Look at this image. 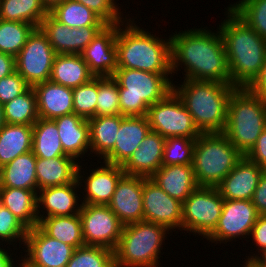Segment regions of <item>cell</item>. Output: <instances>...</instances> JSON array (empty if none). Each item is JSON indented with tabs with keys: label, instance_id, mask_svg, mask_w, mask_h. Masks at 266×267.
Segmentation results:
<instances>
[{
	"label": "cell",
	"instance_id": "cell-19",
	"mask_svg": "<svg viewBox=\"0 0 266 267\" xmlns=\"http://www.w3.org/2000/svg\"><path fill=\"white\" fill-rule=\"evenodd\" d=\"M108 206L123 225L143 221V177L124 174Z\"/></svg>",
	"mask_w": 266,
	"mask_h": 267
},
{
	"label": "cell",
	"instance_id": "cell-9",
	"mask_svg": "<svg viewBox=\"0 0 266 267\" xmlns=\"http://www.w3.org/2000/svg\"><path fill=\"white\" fill-rule=\"evenodd\" d=\"M223 203L216 187L199 186L182 204V231L205 239L215 229Z\"/></svg>",
	"mask_w": 266,
	"mask_h": 267
},
{
	"label": "cell",
	"instance_id": "cell-17",
	"mask_svg": "<svg viewBox=\"0 0 266 267\" xmlns=\"http://www.w3.org/2000/svg\"><path fill=\"white\" fill-rule=\"evenodd\" d=\"M105 26L71 28L60 23L50 13L41 21L39 29L57 54H81Z\"/></svg>",
	"mask_w": 266,
	"mask_h": 267
},
{
	"label": "cell",
	"instance_id": "cell-2",
	"mask_svg": "<svg viewBox=\"0 0 266 267\" xmlns=\"http://www.w3.org/2000/svg\"><path fill=\"white\" fill-rule=\"evenodd\" d=\"M219 24L228 59L231 85L247 88L259 75L266 56V39L260 37L229 7Z\"/></svg>",
	"mask_w": 266,
	"mask_h": 267
},
{
	"label": "cell",
	"instance_id": "cell-37",
	"mask_svg": "<svg viewBox=\"0 0 266 267\" xmlns=\"http://www.w3.org/2000/svg\"><path fill=\"white\" fill-rule=\"evenodd\" d=\"M4 120L8 124L33 126L38 120L36 95L32 87L3 105Z\"/></svg>",
	"mask_w": 266,
	"mask_h": 267
},
{
	"label": "cell",
	"instance_id": "cell-12",
	"mask_svg": "<svg viewBox=\"0 0 266 267\" xmlns=\"http://www.w3.org/2000/svg\"><path fill=\"white\" fill-rule=\"evenodd\" d=\"M79 216L85 245L116 249L124 225L108 205L82 204Z\"/></svg>",
	"mask_w": 266,
	"mask_h": 267
},
{
	"label": "cell",
	"instance_id": "cell-23",
	"mask_svg": "<svg viewBox=\"0 0 266 267\" xmlns=\"http://www.w3.org/2000/svg\"><path fill=\"white\" fill-rule=\"evenodd\" d=\"M165 138L151 131L129 159L122 165L127 175L150 178L161 166Z\"/></svg>",
	"mask_w": 266,
	"mask_h": 267
},
{
	"label": "cell",
	"instance_id": "cell-32",
	"mask_svg": "<svg viewBox=\"0 0 266 267\" xmlns=\"http://www.w3.org/2000/svg\"><path fill=\"white\" fill-rule=\"evenodd\" d=\"M33 126L8 124L0 130V168L32 151Z\"/></svg>",
	"mask_w": 266,
	"mask_h": 267
},
{
	"label": "cell",
	"instance_id": "cell-36",
	"mask_svg": "<svg viewBox=\"0 0 266 267\" xmlns=\"http://www.w3.org/2000/svg\"><path fill=\"white\" fill-rule=\"evenodd\" d=\"M49 13L60 23L71 28L107 25L91 9L75 0H63L49 10Z\"/></svg>",
	"mask_w": 266,
	"mask_h": 267
},
{
	"label": "cell",
	"instance_id": "cell-54",
	"mask_svg": "<svg viewBox=\"0 0 266 267\" xmlns=\"http://www.w3.org/2000/svg\"><path fill=\"white\" fill-rule=\"evenodd\" d=\"M63 0H41L43 5L47 8V10H51L56 4L62 2Z\"/></svg>",
	"mask_w": 266,
	"mask_h": 267
},
{
	"label": "cell",
	"instance_id": "cell-22",
	"mask_svg": "<svg viewBox=\"0 0 266 267\" xmlns=\"http://www.w3.org/2000/svg\"><path fill=\"white\" fill-rule=\"evenodd\" d=\"M150 130L147 116H124L114 149L102 161L122 166L139 148Z\"/></svg>",
	"mask_w": 266,
	"mask_h": 267
},
{
	"label": "cell",
	"instance_id": "cell-45",
	"mask_svg": "<svg viewBox=\"0 0 266 267\" xmlns=\"http://www.w3.org/2000/svg\"><path fill=\"white\" fill-rule=\"evenodd\" d=\"M82 3L97 14L107 25L121 24L127 17H123L122 9L117 0H75ZM120 7V8H119ZM122 15V16H121ZM123 17V18H122ZM123 19V20H122Z\"/></svg>",
	"mask_w": 266,
	"mask_h": 267
},
{
	"label": "cell",
	"instance_id": "cell-24",
	"mask_svg": "<svg viewBox=\"0 0 266 267\" xmlns=\"http://www.w3.org/2000/svg\"><path fill=\"white\" fill-rule=\"evenodd\" d=\"M57 125L63 151L78 162L90 155V133L88 120L71 113L53 119ZM81 161H80V159Z\"/></svg>",
	"mask_w": 266,
	"mask_h": 267
},
{
	"label": "cell",
	"instance_id": "cell-50",
	"mask_svg": "<svg viewBox=\"0 0 266 267\" xmlns=\"http://www.w3.org/2000/svg\"><path fill=\"white\" fill-rule=\"evenodd\" d=\"M247 89L252 92L259 99L266 101V56L262 69L255 80L247 87Z\"/></svg>",
	"mask_w": 266,
	"mask_h": 267
},
{
	"label": "cell",
	"instance_id": "cell-46",
	"mask_svg": "<svg viewBox=\"0 0 266 267\" xmlns=\"http://www.w3.org/2000/svg\"><path fill=\"white\" fill-rule=\"evenodd\" d=\"M29 87L27 82L15 70L10 75L0 79V103L4 105L12 101Z\"/></svg>",
	"mask_w": 266,
	"mask_h": 267
},
{
	"label": "cell",
	"instance_id": "cell-56",
	"mask_svg": "<svg viewBox=\"0 0 266 267\" xmlns=\"http://www.w3.org/2000/svg\"><path fill=\"white\" fill-rule=\"evenodd\" d=\"M245 264L242 265V267H257L253 262L246 261Z\"/></svg>",
	"mask_w": 266,
	"mask_h": 267
},
{
	"label": "cell",
	"instance_id": "cell-21",
	"mask_svg": "<svg viewBox=\"0 0 266 267\" xmlns=\"http://www.w3.org/2000/svg\"><path fill=\"white\" fill-rule=\"evenodd\" d=\"M265 170L243 156L233 170L216 186L227 200H251Z\"/></svg>",
	"mask_w": 266,
	"mask_h": 267
},
{
	"label": "cell",
	"instance_id": "cell-4",
	"mask_svg": "<svg viewBox=\"0 0 266 267\" xmlns=\"http://www.w3.org/2000/svg\"><path fill=\"white\" fill-rule=\"evenodd\" d=\"M236 89L216 81L183 80L173 83V90L184 103L201 133H223L227 122V105Z\"/></svg>",
	"mask_w": 266,
	"mask_h": 267
},
{
	"label": "cell",
	"instance_id": "cell-26",
	"mask_svg": "<svg viewBox=\"0 0 266 267\" xmlns=\"http://www.w3.org/2000/svg\"><path fill=\"white\" fill-rule=\"evenodd\" d=\"M150 178L170 197L182 203L199 187L192 164L162 165Z\"/></svg>",
	"mask_w": 266,
	"mask_h": 267
},
{
	"label": "cell",
	"instance_id": "cell-43",
	"mask_svg": "<svg viewBox=\"0 0 266 267\" xmlns=\"http://www.w3.org/2000/svg\"><path fill=\"white\" fill-rule=\"evenodd\" d=\"M119 88L113 77H98L96 116L119 115Z\"/></svg>",
	"mask_w": 266,
	"mask_h": 267
},
{
	"label": "cell",
	"instance_id": "cell-48",
	"mask_svg": "<svg viewBox=\"0 0 266 267\" xmlns=\"http://www.w3.org/2000/svg\"><path fill=\"white\" fill-rule=\"evenodd\" d=\"M245 156L266 170V128L258 137L256 144Z\"/></svg>",
	"mask_w": 266,
	"mask_h": 267
},
{
	"label": "cell",
	"instance_id": "cell-31",
	"mask_svg": "<svg viewBox=\"0 0 266 267\" xmlns=\"http://www.w3.org/2000/svg\"><path fill=\"white\" fill-rule=\"evenodd\" d=\"M0 203L7 207L28 229L38 225L35 190L0 187Z\"/></svg>",
	"mask_w": 266,
	"mask_h": 267
},
{
	"label": "cell",
	"instance_id": "cell-5",
	"mask_svg": "<svg viewBox=\"0 0 266 267\" xmlns=\"http://www.w3.org/2000/svg\"><path fill=\"white\" fill-rule=\"evenodd\" d=\"M172 77V74L117 68L113 78L119 88L120 114L146 116L151 105L162 100L173 90Z\"/></svg>",
	"mask_w": 266,
	"mask_h": 267
},
{
	"label": "cell",
	"instance_id": "cell-28",
	"mask_svg": "<svg viewBox=\"0 0 266 267\" xmlns=\"http://www.w3.org/2000/svg\"><path fill=\"white\" fill-rule=\"evenodd\" d=\"M123 118L124 116L119 114L88 119L91 157L97 156L98 160H103L114 149Z\"/></svg>",
	"mask_w": 266,
	"mask_h": 267
},
{
	"label": "cell",
	"instance_id": "cell-49",
	"mask_svg": "<svg viewBox=\"0 0 266 267\" xmlns=\"http://www.w3.org/2000/svg\"><path fill=\"white\" fill-rule=\"evenodd\" d=\"M251 202L259 215H266V170L258 181Z\"/></svg>",
	"mask_w": 266,
	"mask_h": 267
},
{
	"label": "cell",
	"instance_id": "cell-18",
	"mask_svg": "<svg viewBox=\"0 0 266 267\" xmlns=\"http://www.w3.org/2000/svg\"><path fill=\"white\" fill-rule=\"evenodd\" d=\"M117 24L106 25L81 52L94 77H113L117 67Z\"/></svg>",
	"mask_w": 266,
	"mask_h": 267
},
{
	"label": "cell",
	"instance_id": "cell-41",
	"mask_svg": "<svg viewBox=\"0 0 266 267\" xmlns=\"http://www.w3.org/2000/svg\"><path fill=\"white\" fill-rule=\"evenodd\" d=\"M98 77L73 88V113L88 120L96 116Z\"/></svg>",
	"mask_w": 266,
	"mask_h": 267
},
{
	"label": "cell",
	"instance_id": "cell-1",
	"mask_svg": "<svg viewBox=\"0 0 266 267\" xmlns=\"http://www.w3.org/2000/svg\"><path fill=\"white\" fill-rule=\"evenodd\" d=\"M193 28L170 34L172 75H177V71L184 68L183 80L231 84L228 59L219 29L212 31L207 26Z\"/></svg>",
	"mask_w": 266,
	"mask_h": 267
},
{
	"label": "cell",
	"instance_id": "cell-16",
	"mask_svg": "<svg viewBox=\"0 0 266 267\" xmlns=\"http://www.w3.org/2000/svg\"><path fill=\"white\" fill-rule=\"evenodd\" d=\"M100 163H102L100 167L95 166L94 169L93 166L92 169L90 168L91 171L89 170V173H86L89 175L84 174L85 169H83L82 163H79L77 180L81 189L80 192L83 195L82 204L108 205L111 202L117 183L125 174L120 165L109 164L104 161Z\"/></svg>",
	"mask_w": 266,
	"mask_h": 267
},
{
	"label": "cell",
	"instance_id": "cell-30",
	"mask_svg": "<svg viewBox=\"0 0 266 267\" xmlns=\"http://www.w3.org/2000/svg\"><path fill=\"white\" fill-rule=\"evenodd\" d=\"M94 78L88 65L79 54H57L50 80L59 85L76 88Z\"/></svg>",
	"mask_w": 266,
	"mask_h": 267
},
{
	"label": "cell",
	"instance_id": "cell-8",
	"mask_svg": "<svg viewBox=\"0 0 266 267\" xmlns=\"http://www.w3.org/2000/svg\"><path fill=\"white\" fill-rule=\"evenodd\" d=\"M243 156L223 133H201L192 157L198 185L216 187Z\"/></svg>",
	"mask_w": 266,
	"mask_h": 267
},
{
	"label": "cell",
	"instance_id": "cell-10",
	"mask_svg": "<svg viewBox=\"0 0 266 267\" xmlns=\"http://www.w3.org/2000/svg\"><path fill=\"white\" fill-rule=\"evenodd\" d=\"M147 118L151 131L162 137H186L196 140L201 134L174 90L148 108Z\"/></svg>",
	"mask_w": 266,
	"mask_h": 267
},
{
	"label": "cell",
	"instance_id": "cell-14",
	"mask_svg": "<svg viewBox=\"0 0 266 267\" xmlns=\"http://www.w3.org/2000/svg\"><path fill=\"white\" fill-rule=\"evenodd\" d=\"M24 248L25 255L18 257L22 267H66L74 251L72 246L51 238L38 226L28 229Z\"/></svg>",
	"mask_w": 266,
	"mask_h": 267
},
{
	"label": "cell",
	"instance_id": "cell-51",
	"mask_svg": "<svg viewBox=\"0 0 266 267\" xmlns=\"http://www.w3.org/2000/svg\"><path fill=\"white\" fill-rule=\"evenodd\" d=\"M15 71V57L0 52V79L10 75Z\"/></svg>",
	"mask_w": 266,
	"mask_h": 267
},
{
	"label": "cell",
	"instance_id": "cell-35",
	"mask_svg": "<svg viewBox=\"0 0 266 267\" xmlns=\"http://www.w3.org/2000/svg\"><path fill=\"white\" fill-rule=\"evenodd\" d=\"M49 13L41 0H0V19L29 23L38 28Z\"/></svg>",
	"mask_w": 266,
	"mask_h": 267
},
{
	"label": "cell",
	"instance_id": "cell-40",
	"mask_svg": "<svg viewBox=\"0 0 266 267\" xmlns=\"http://www.w3.org/2000/svg\"><path fill=\"white\" fill-rule=\"evenodd\" d=\"M66 267H115L114 251L102 246L84 245L74 249Z\"/></svg>",
	"mask_w": 266,
	"mask_h": 267
},
{
	"label": "cell",
	"instance_id": "cell-34",
	"mask_svg": "<svg viewBox=\"0 0 266 267\" xmlns=\"http://www.w3.org/2000/svg\"><path fill=\"white\" fill-rule=\"evenodd\" d=\"M32 152L38 158L69 156L62 148L57 125L53 119L38 118L33 125Z\"/></svg>",
	"mask_w": 266,
	"mask_h": 267
},
{
	"label": "cell",
	"instance_id": "cell-53",
	"mask_svg": "<svg viewBox=\"0 0 266 267\" xmlns=\"http://www.w3.org/2000/svg\"><path fill=\"white\" fill-rule=\"evenodd\" d=\"M260 255V256H259ZM257 267H266V249L258 253L252 260Z\"/></svg>",
	"mask_w": 266,
	"mask_h": 267
},
{
	"label": "cell",
	"instance_id": "cell-6",
	"mask_svg": "<svg viewBox=\"0 0 266 267\" xmlns=\"http://www.w3.org/2000/svg\"><path fill=\"white\" fill-rule=\"evenodd\" d=\"M265 128L266 101L259 99L247 88H236L228 100L223 134L245 156Z\"/></svg>",
	"mask_w": 266,
	"mask_h": 267
},
{
	"label": "cell",
	"instance_id": "cell-27",
	"mask_svg": "<svg viewBox=\"0 0 266 267\" xmlns=\"http://www.w3.org/2000/svg\"><path fill=\"white\" fill-rule=\"evenodd\" d=\"M79 163L71 156L50 159L36 157L35 170L38 190L74 182L77 179Z\"/></svg>",
	"mask_w": 266,
	"mask_h": 267
},
{
	"label": "cell",
	"instance_id": "cell-39",
	"mask_svg": "<svg viewBox=\"0 0 266 267\" xmlns=\"http://www.w3.org/2000/svg\"><path fill=\"white\" fill-rule=\"evenodd\" d=\"M236 2L229 4L228 7L260 37L266 39V0Z\"/></svg>",
	"mask_w": 266,
	"mask_h": 267
},
{
	"label": "cell",
	"instance_id": "cell-20",
	"mask_svg": "<svg viewBox=\"0 0 266 267\" xmlns=\"http://www.w3.org/2000/svg\"><path fill=\"white\" fill-rule=\"evenodd\" d=\"M79 188L80 186L76 179L74 182L66 185L47 187L38 190V219L50 216H69L79 214L82 206V202H80L82 195L81 193L78 195V192H80L78 191L80 190Z\"/></svg>",
	"mask_w": 266,
	"mask_h": 267
},
{
	"label": "cell",
	"instance_id": "cell-29",
	"mask_svg": "<svg viewBox=\"0 0 266 267\" xmlns=\"http://www.w3.org/2000/svg\"><path fill=\"white\" fill-rule=\"evenodd\" d=\"M36 156L32 151L19 155L0 168V187L22 188L38 192Z\"/></svg>",
	"mask_w": 266,
	"mask_h": 267
},
{
	"label": "cell",
	"instance_id": "cell-7",
	"mask_svg": "<svg viewBox=\"0 0 266 267\" xmlns=\"http://www.w3.org/2000/svg\"><path fill=\"white\" fill-rule=\"evenodd\" d=\"M167 234L165 226L144 220L124 225L114 250L115 267H160Z\"/></svg>",
	"mask_w": 266,
	"mask_h": 267
},
{
	"label": "cell",
	"instance_id": "cell-25",
	"mask_svg": "<svg viewBox=\"0 0 266 267\" xmlns=\"http://www.w3.org/2000/svg\"><path fill=\"white\" fill-rule=\"evenodd\" d=\"M39 118L55 119L73 113V89L51 80L32 87Z\"/></svg>",
	"mask_w": 266,
	"mask_h": 267
},
{
	"label": "cell",
	"instance_id": "cell-33",
	"mask_svg": "<svg viewBox=\"0 0 266 267\" xmlns=\"http://www.w3.org/2000/svg\"><path fill=\"white\" fill-rule=\"evenodd\" d=\"M37 226L46 235L68 244L74 249L85 245L79 214L44 217L38 219Z\"/></svg>",
	"mask_w": 266,
	"mask_h": 267
},
{
	"label": "cell",
	"instance_id": "cell-55",
	"mask_svg": "<svg viewBox=\"0 0 266 267\" xmlns=\"http://www.w3.org/2000/svg\"><path fill=\"white\" fill-rule=\"evenodd\" d=\"M5 125L3 105L0 103V130Z\"/></svg>",
	"mask_w": 266,
	"mask_h": 267
},
{
	"label": "cell",
	"instance_id": "cell-44",
	"mask_svg": "<svg viewBox=\"0 0 266 267\" xmlns=\"http://www.w3.org/2000/svg\"><path fill=\"white\" fill-rule=\"evenodd\" d=\"M195 140L186 137L165 139L162 165L192 164Z\"/></svg>",
	"mask_w": 266,
	"mask_h": 267
},
{
	"label": "cell",
	"instance_id": "cell-52",
	"mask_svg": "<svg viewBox=\"0 0 266 267\" xmlns=\"http://www.w3.org/2000/svg\"><path fill=\"white\" fill-rule=\"evenodd\" d=\"M3 246L4 245H2V247H1V245H0V267H20L21 263H18V262H17V264L14 263L15 261L12 258V255H14V252L13 253L9 252L11 248H9V246H7V248H8L7 249Z\"/></svg>",
	"mask_w": 266,
	"mask_h": 267
},
{
	"label": "cell",
	"instance_id": "cell-38",
	"mask_svg": "<svg viewBox=\"0 0 266 267\" xmlns=\"http://www.w3.org/2000/svg\"><path fill=\"white\" fill-rule=\"evenodd\" d=\"M34 29L29 23L0 19V52L16 57Z\"/></svg>",
	"mask_w": 266,
	"mask_h": 267
},
{
	"label": "cell",
	"instance_id": "cell-47",
	"mask_svg": "<svg viewBox=\"0 0 266 267\" xmlns=\"http://www.w3.org/2000/svg\"><path fill=\"white\" fill-rule=\"evenodd\" d=\"M250 237L253 241L254 248L258 251L256 254L253 252L244 261H251L258 253L266 249V215H258L255 225L252 228ZM253 253V254H252Z\"/></svg>",
	"mask_w": 266,
	"mask_h": 267
},
{
	"label": "cell",
	"instance_id": "cell-13",
	"mask_svg": "<svg viewBox=\"0 0 266 267\" xmlns=\"http://www.w3.org/2000/svg\"><path fill=\"white\" fill-rule=\"evenodd\" d=\"M258 212L251 200L224 199L221 216L215 229L205 238L211 243L226 244L237 238H250ZM248 236V237H247Z\"/></svg>",
	"mask_w": 266,
	"mask_h": 267
},
{
	"label": "cell",
	"instance_id": "cell-42",
	"mask_svg": "<svg viewBox=\"0 0 266 267\" xmlns=\"http://www.w3.org/2000/svg\"><path fill=\"white\" fill-rule=\"evenodd\" d=\"M27 232L28 228L7 207L0 203V245L4 244L5 247L6 245H9V247L12 245L16 250L17 241L19 246L25 245ZM5 243L7 244L5 245Z\"/></svg>",
	"mask_w": 266,
	"mask_h": 267
},
{
	"label": "cell",
	"instance_id": "cell-15",
	"mask_svg": "<svg viewBox=\"0 0 266 267\" xmlns=\"http://www.w3.org/2000/svg\"><path fill=\"white\" fill-rule=\"evenodd\" d=\"M182 202L170 197L151 178L143 177V220L182 232Z\"/></svg>",
	"mask_w": 266,
	"mask_h": 267
},
{
	"label": "cell",
	"instance_id": "cell-11",
	"mask_svg": "<svg viewBox=\"0 0 266 267\" xmlns=\"http://www.w3.org/2000/svg\"><path fill=\"white\" fill-rule=\"evenodd\" d=\"M56 55L46 36L35 28L15 57V70L33 87L50 80Z\"/></svg>",
	"mask_w": 266,
	"mask_h": 267
},
{
	"label": "cell",
	"instance_id": "cell-3",
	"mask_svg": "<svg viewBox=\"0 0 266 267\" xmlns=\"http://www.w3.org/2000/svg\"><path fill=\"white\" fill-rule=\"evenodd\" d=\"M136 18L117 24V67L156 74H172L171 40L136 25ZM122 26V27H121Z\"/></svg>",
	"mask_w": 266,
	"mask_h": 267
}]
</instances>
